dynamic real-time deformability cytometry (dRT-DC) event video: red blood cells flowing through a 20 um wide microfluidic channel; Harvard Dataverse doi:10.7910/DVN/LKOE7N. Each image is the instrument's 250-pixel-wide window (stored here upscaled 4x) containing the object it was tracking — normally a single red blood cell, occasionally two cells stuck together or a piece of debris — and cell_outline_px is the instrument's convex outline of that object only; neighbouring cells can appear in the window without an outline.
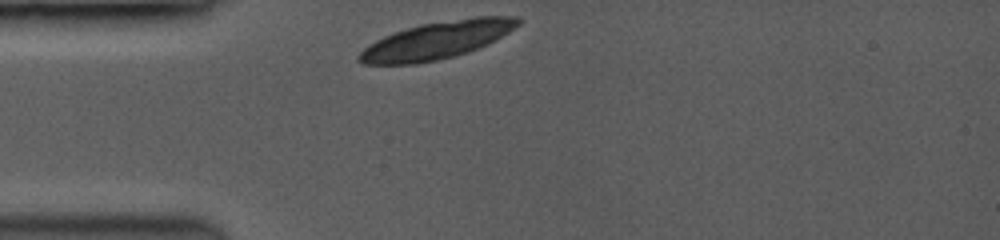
{"species": "common noctule bat (a hibernating species)", "species_latin": "Nyctalus noctula", "temperature_condition": "room temperature", "stored_images_in_passage": 40, "camera_frame_rate_fps": 3500, "um_per_image_px": 0.085, "animal": {"sex": "female", "body_mass_g": 19.0, "forearm_length_mm": 53.3}, "frame": {"image": 1, "passage_image": 1, "time_ms": 0.0, "image_size_px": [1000, 240], "cell_outline_px": [[524, 20], [520, 24], [508, 32], [488, 44], [452, 56], [436, 60], [416, 64], [364, 64], [356, 60], [356, 56], [368, 44], [384, 36], [420, 24], [472, 16], [520, 16]], "centroid_in_image_um": [37.14, 3.4], "position_along_channel_um": 47.9, "area_um2": 34.51}}
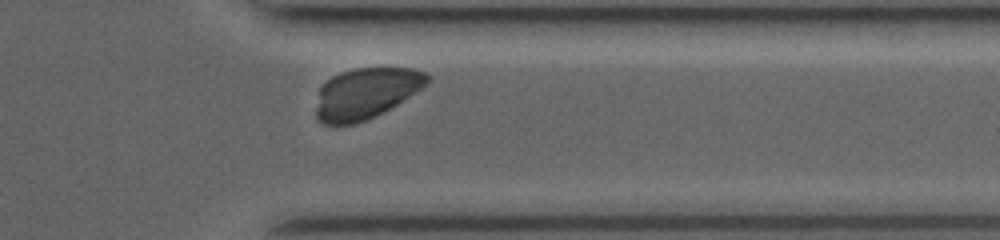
{"frame": {"image": 2, "passage_image": 37, "time_ms": 8.857, "image_size_px": [1000, 240], "cell_outline_px": [[428, 80], [420, 88], [384, 112], [376, 116], [356, 124], [324, 124], [316, 120], [316, 108], [320, 88], [332, 76], [340, 72], [356, 68], [412, 68], [424, 72], [428, 76]], "centroid_in_image_um": [31.05, 7.94], "position_along_channel_um": 380.4, "area_um2": 32.48}}